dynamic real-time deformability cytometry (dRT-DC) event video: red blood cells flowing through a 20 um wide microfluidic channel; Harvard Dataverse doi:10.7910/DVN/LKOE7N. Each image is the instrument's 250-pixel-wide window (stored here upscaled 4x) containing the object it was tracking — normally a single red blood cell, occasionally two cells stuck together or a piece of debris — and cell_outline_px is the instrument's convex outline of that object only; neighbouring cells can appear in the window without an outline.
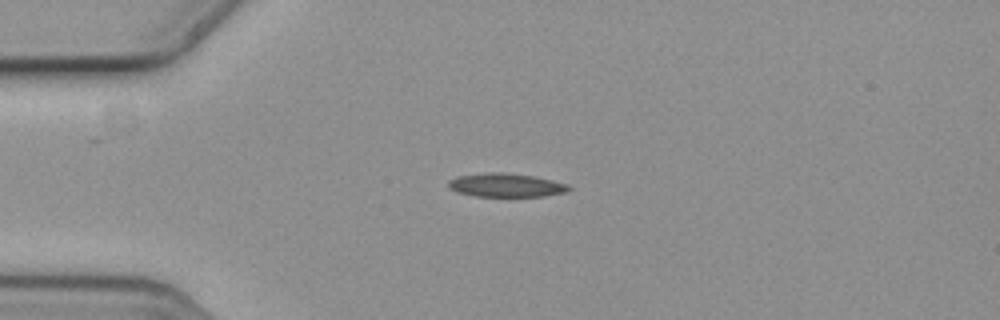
{"species": "common noctule bat (a hibernating species)", "species_latin": "Nyctalus noctula", "temperature_condition": "cold", "stored_images_in_passage": 4, "camera_frame_rate_fps": 3000, "um_per_image_px": 0.085, "animal": {"sex": "female", "body_mass_g": 19.3, "forearm_length_mm": 54.1}, "frame": {"image": 1, "passage_image": 3, "time_ms": 0.667, "image_size_px": [1000, 320], "cell_outline_px": [[572, 188], [568, 192], [544, 196], [476, 196], [456, 192], [448, 188], [448, 180], [456, 176], [488, 172], [500, 172], [536, 176], [568, 184]], "centroid_in_image_um": [43.01, 15.73], "position_along_channel_um": 42.0, "area_um2": 16.76}}